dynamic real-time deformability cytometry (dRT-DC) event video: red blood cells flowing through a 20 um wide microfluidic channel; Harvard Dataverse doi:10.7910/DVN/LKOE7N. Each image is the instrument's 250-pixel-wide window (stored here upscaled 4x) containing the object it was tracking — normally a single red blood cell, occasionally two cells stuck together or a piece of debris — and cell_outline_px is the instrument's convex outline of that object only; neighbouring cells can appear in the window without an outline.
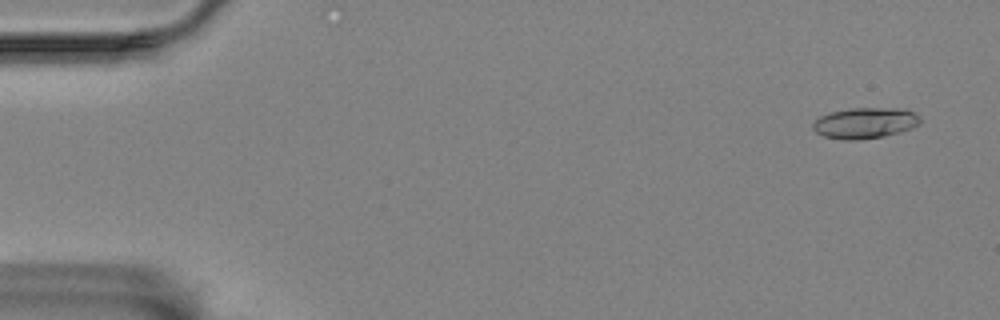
{"species": "Egyptian fruit bat (a non-hibernating species)", "species_latin": "Rousettus aegyptiacus", "temperature_condition": "room temperature", "stored_images_in_passage": 35, "camera_frame_rate_fps": 3000, "um_per_image_px": 0.085, "animal": {"sex": "female"}, "frame": {"image": 1, "passage_image": 1, "time_ms": 0.0, "image_size_px": [1000, 320], "cell_outline_px": [[920, 124], [912, 128], [900, 132], [884, 136], [860, 140], [844, 140], [824, 136], [816, 132], [812, 128], [812, 124], [820, 116], [832, 112], [848, 108], [896, 108], [912, 112], [920, 116]], "centroid_in_image_um": [73.52, 10.46], "position_along_channel_um": 11.5, "area_um2": 19.31}}
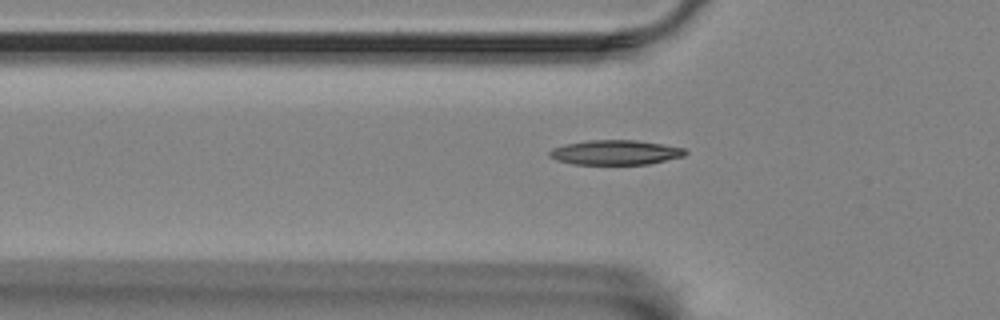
{"frame": {"image": 2, "passage_image": 17, "time_ms": 5.333, "image_size_px": [1000, 320], "cell_outline_px": [[688, 152], [684, 156], [648, 164], [572, 164], [556, 160], [548, 156], [548, 152], [552, 148], [564, 144], [588, 140], [636, 140], [684, 148]], "centroid_in_image_um": [52.26, 12.95], "position_along_channel_um": 73.5, "area_um2": 19.54}}
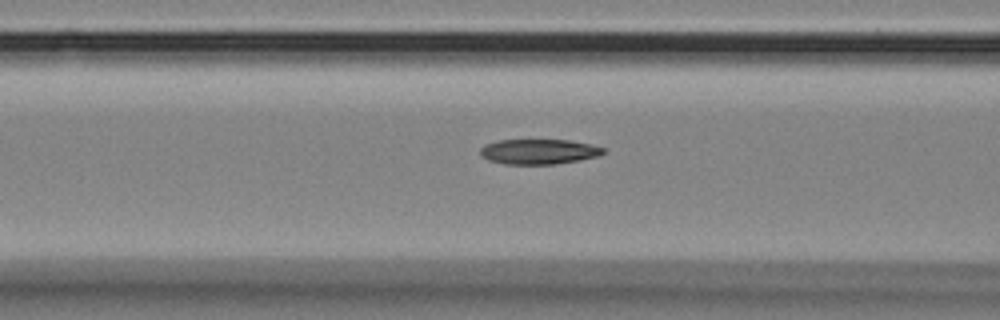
{"frame": {"image": 3, "passage_image": 21, "time_ms": 6.667, "image_size_px": [1000, 320], "cell_outline_px": [[604, 152], [600, 156], [580, 160], [556, 164], [504, 164], [488, 160], [480, 156], [480, 148], [484, 144], [500, 140], [568, 140], [588, 144], [604, 148]], "centroid_in_image_um": [45.76, 12.89], "position_along_channel_um": 120.8, "area_um2": 18.03}}